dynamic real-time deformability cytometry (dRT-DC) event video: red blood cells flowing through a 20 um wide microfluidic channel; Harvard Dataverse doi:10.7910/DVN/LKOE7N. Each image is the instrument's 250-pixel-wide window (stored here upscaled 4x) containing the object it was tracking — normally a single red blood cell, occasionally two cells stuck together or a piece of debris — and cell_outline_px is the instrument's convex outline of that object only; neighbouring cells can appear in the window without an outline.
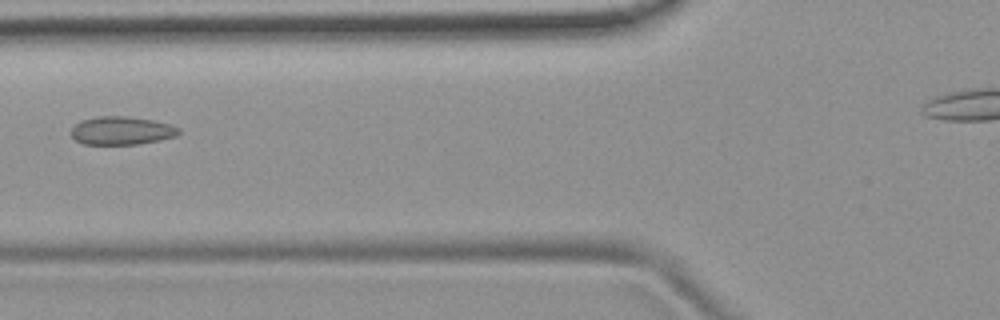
{"species": "common noctule bat (a hibernating species)", "species_latin": "Nyctalus noctula", "temperature_condition": "room temperature", "stored_images_in_passage": 2, "camera_frame_rate_fps": 3000, "um_per_image_px": 0.085, "animal": {"sex": "female", "body_mass_g": 19.9}, "frame": {"image": 1, "passage_image": 2, "time_ms": 0.333, "image_size_px": [1000, 320], "cell_outline_px": [[180, 132], [176, 136], [160, 140], [136, 144], [84, 144], [76, 140], [72, 136], [72, 128], [80, 120], [100, 116], [124, 116], [152, 120], [168, 124], [180, 128]], "centroid_in_image_um": [10.33, 11.1], "position_along_channel_um": 115.5, "area_um2": 17.51}}